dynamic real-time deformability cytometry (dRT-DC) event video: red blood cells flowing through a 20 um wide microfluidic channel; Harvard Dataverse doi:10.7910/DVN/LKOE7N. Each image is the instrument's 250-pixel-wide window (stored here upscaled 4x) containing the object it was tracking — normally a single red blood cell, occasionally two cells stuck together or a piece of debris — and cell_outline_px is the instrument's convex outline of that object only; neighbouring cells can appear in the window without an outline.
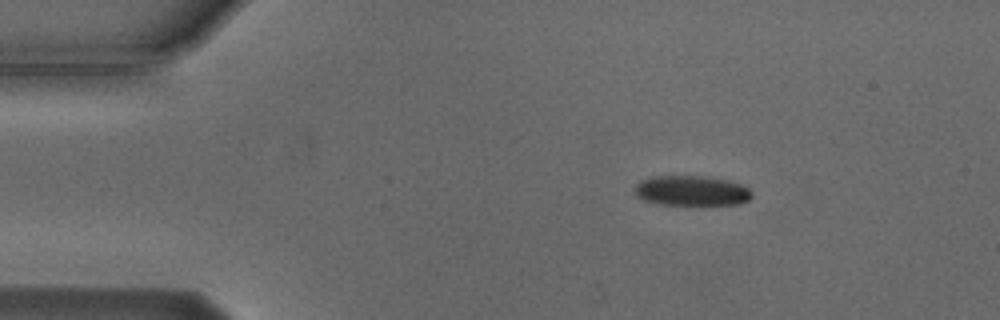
{"species": "Egyptian fruit bat (a non-hibernating species)", "species_latin": "Rousettus aegyptiacus", "temperature_condition": "cold", "stored_images_in_passage": 4, "camera_frame_rate_fps": 3000, "um_per_image_px": 0.085, "animal": {"sex": "male"}, "frame": {"image": 1, "passage_image": 2, "time_ms": 1.0, "image_size_px": [1000, 320], "cell_outline_px": [[752, 196], [748, 200], [740, 204], [660, 204], [644, 200], [636, 196], [636, 184], [640, 180], [652, 176], [708, 176], [728, 180], [740, 184], [748, 188], [752, 192]], "centroid_in_image_um": [58.79, 16.2], "position_along_channel_um": 26.2, "area_um2": 20.46}}
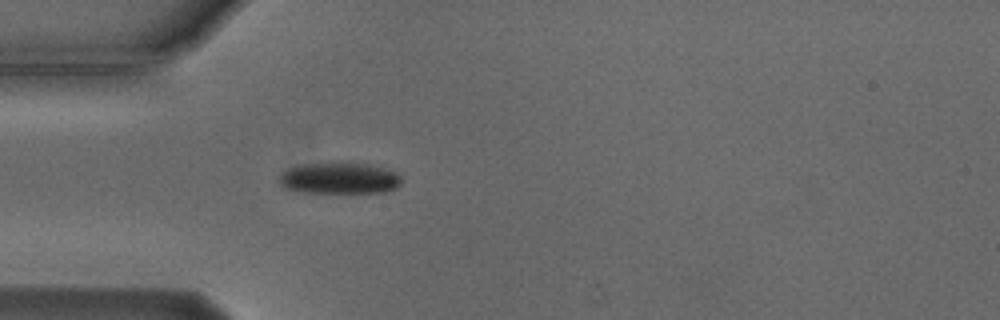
{"frame": {"image": 2, "passage_image": 4, "time_ms": 3.333, "image_size_px": [1000, 320], "cell_outline_px": [[400, 184], [396, 188], [384, 192], [300, 192], [284, 188], [276, 180], [276, 176], [280, 172], [288, 168], [300, 164], [368, 164], [384, 168], [396, 172], [400, 176]], "centroid_in_image_um": [28.76, 15.16], "position_along_channel_um": 56.2, "area_um2": 22.2}}